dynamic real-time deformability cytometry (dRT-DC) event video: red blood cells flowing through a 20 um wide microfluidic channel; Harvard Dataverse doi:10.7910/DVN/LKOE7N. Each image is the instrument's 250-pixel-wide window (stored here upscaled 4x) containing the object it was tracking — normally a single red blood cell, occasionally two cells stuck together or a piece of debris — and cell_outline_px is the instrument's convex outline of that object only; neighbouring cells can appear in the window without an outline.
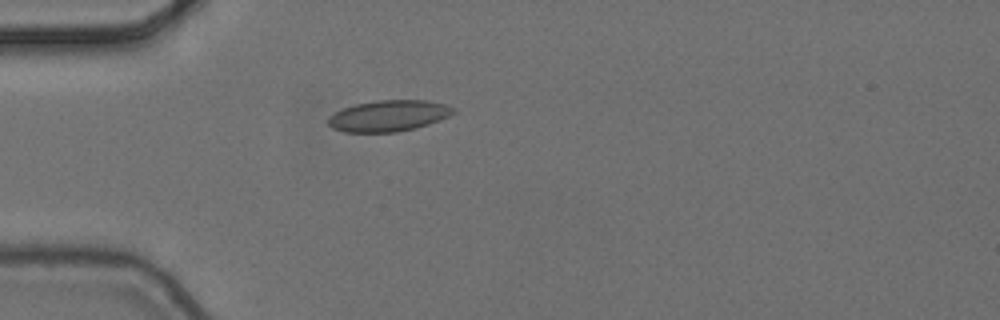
{"species": "common noctule bat (a hibernating species)", "species_latin": "Nyctalus noctula", "temperature_condition": "cold", "stored_images_in_passage": 2, "camera_frame_rate_fps": 3000, "um_per_image_px": 0.085, "animal": {"sex": "female", "body_mass_g": 24.6, "forearm_length_mm": 56.2}, "frame": {"image": 1, "passage_image": 1, "time_ms": 0.0, "image_size_px": [1000, 320], "cell_outline_px": [[456, 112], [448, 116], [428, 124], [416, 128], [396, 132], [344, 132], [332, 128], [328, 124], [328, 116], [344, 108], [356, 104], [376, 100], [424, 100], [444, 104], [456, 108]], "centroid_in_image_um": [33.02, 9.84], "position_along_channel_um": 52.0, "area_um2": 22.66}}